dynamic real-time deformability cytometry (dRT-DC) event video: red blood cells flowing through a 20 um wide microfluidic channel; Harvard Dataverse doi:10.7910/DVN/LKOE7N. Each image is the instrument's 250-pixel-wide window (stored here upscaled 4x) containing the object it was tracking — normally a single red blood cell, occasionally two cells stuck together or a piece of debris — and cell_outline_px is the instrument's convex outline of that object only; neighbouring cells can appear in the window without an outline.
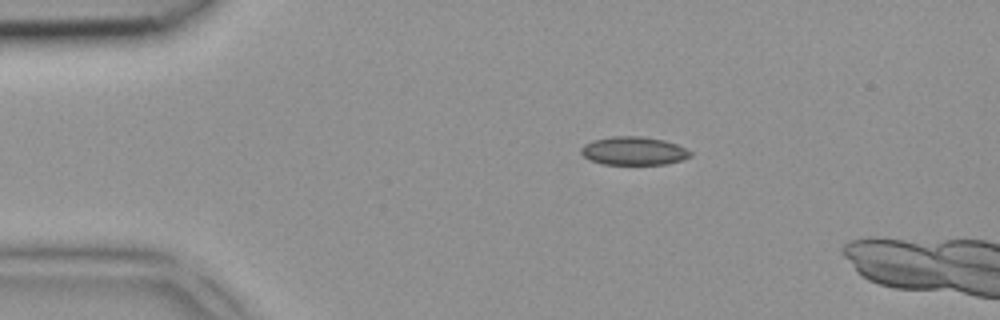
{"species": "common noctule bat (a hibernating species)", "species_latin": "Nyctalus noctula", "temperature_condition": "room temperature", "stored_images_in_passage": 3, "camera_frame_rate_fps": 3000, "um_per_image_px": 0.085, "animal": {"sex": "female", "body_mass_g": 18.4}, "frame": {"image": 1, "passage_image": 1, "time_ms": 0.0, "image_size_px": [1000, 320], "cell_outline_px": [[692, 156], [680, 160], [664, 164], [600, 164], [584, 156], [580, 152], [580, 148], [584, 144], [592, 140], [612, 136], [644, 136], [664, 140], [676, 144], [692, 152]], "centroid_in_image_um": [53.84, 12.81], "position_along_channel_um": 31.2, "area_um2": 18.03}}